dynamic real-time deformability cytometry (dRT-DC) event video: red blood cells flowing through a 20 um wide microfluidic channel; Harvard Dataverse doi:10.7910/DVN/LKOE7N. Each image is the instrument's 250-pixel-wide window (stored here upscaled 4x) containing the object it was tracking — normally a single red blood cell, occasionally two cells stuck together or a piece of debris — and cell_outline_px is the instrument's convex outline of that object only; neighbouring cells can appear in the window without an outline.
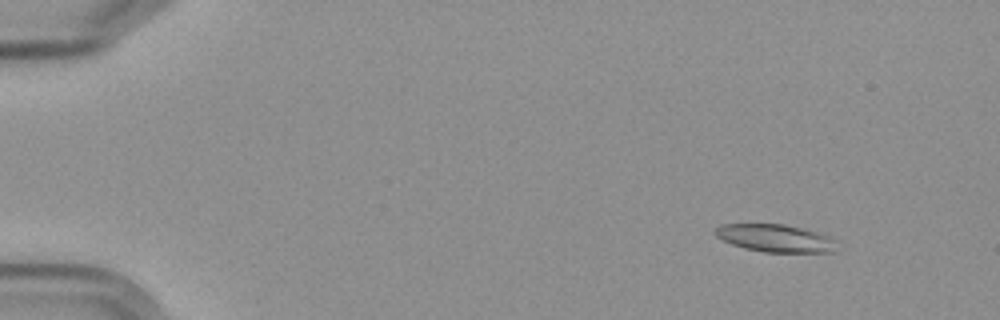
{"species": "Egyptian fruit bat (a non-hibernating species)", "species_latin": "Rousettus aegyptiacus", "temperature_condition": "cold", "stored_images_in_passage": 6, "camera_frame_rate_fps": 3000, "um_per_image_px": 0.085, "frame": {"image": 1, "passage_image": 2, "time_ms": 1.333, "image_size_px": [1000, 320], "cell_outline_px": [[836, 252], [764, 252], [744, 248], [732, 244], [716, 236], [716, 228], [720, 224], [784, 224], [832, 236]], "centroid_in_image_um": [65.9, 20.25], "position_along_channel_um": 19.1, "area_um2": 19.36}}
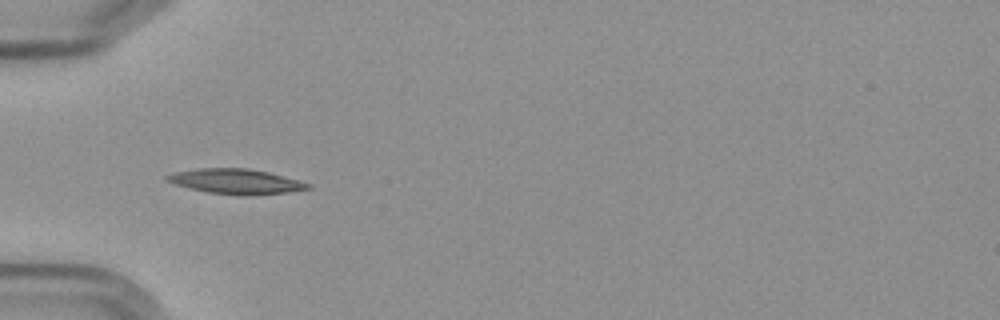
{"frame": {"image": 2, "passage_image": 5, "time_ms": 5.667, "image_size_px": [1000, 320], "cell_outline_px": [[312, 188], [288, 192], [248, 196], [244, 196], [208, 192], [176, 184], [164, 180], [164, 176], [176, 172], [200, 168], [248, 168], [268, 172], [312, 184]], "centroid_in_image_um": [20.08, 15.42], "position_along_channel_um": 64.9, "area_um2": 20.4}}
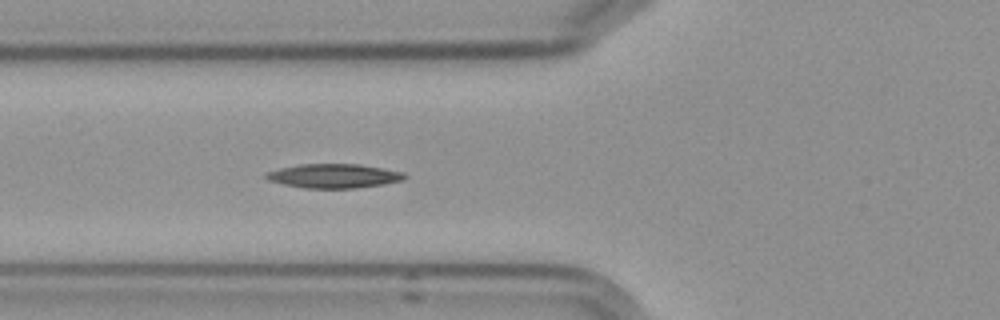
{"frame": {"image": 3, "passage_image": 6, "time_ms": 6.667, "image_size_px": [1000, 320], "cell_outline_px": [[408, 176], [404, 180], [384, 184], [356, 188], [304, 188], [284, 184], [268, 180], [264, 176], [268, 172], [280, 168], [300, 164], [360, 164], [404, 172]], "centroid_in_image_um": [28.42, 14.95], "position_along_channel_um": 97.4, "area_um2": 19.48}}